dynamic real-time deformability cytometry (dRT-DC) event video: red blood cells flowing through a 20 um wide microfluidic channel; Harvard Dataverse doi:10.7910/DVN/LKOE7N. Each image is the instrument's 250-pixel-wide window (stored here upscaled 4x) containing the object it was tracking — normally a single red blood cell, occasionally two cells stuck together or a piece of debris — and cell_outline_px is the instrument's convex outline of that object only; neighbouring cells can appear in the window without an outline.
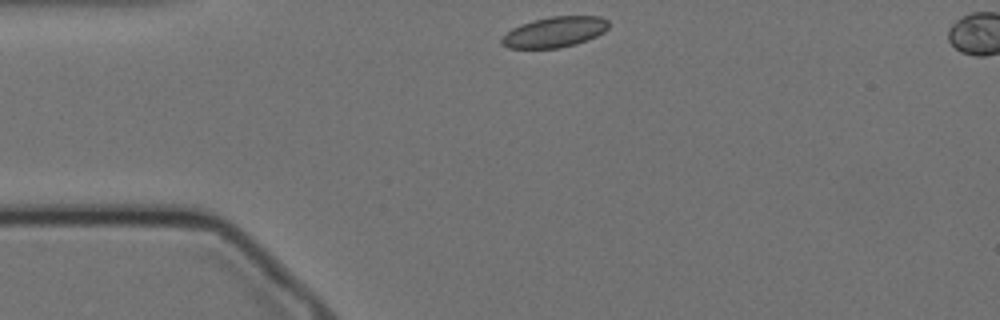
{"species": "Egyptian fruit bat (a non-hibernating species)", "species_latin": "Rousettus aegyptiacus", "temperature_condition": "cold", "stored_images_in_passage": 45, "camera_frame_rate_fps": 3000, "um_per_image_px": 0.085, "animal": {"sex": "female"}, "frame": {"image": 1, "passage_image": 1, "time_ms": 0.0, "image_size_px": [1000, 320], "cell_outline_px": [[608, 28], [604, 32], [588, 40], [576, 44], [560, 48], [508, 48], [500, 44], [500, 40], [512, 28], [520, 24], [532, 20], [552, 16], [600, 16], [608, 20]], "centroid_in_image_um": [47.14, 2.72], "position_along_channel_um": 37.9, "area_um2": 19.13}}
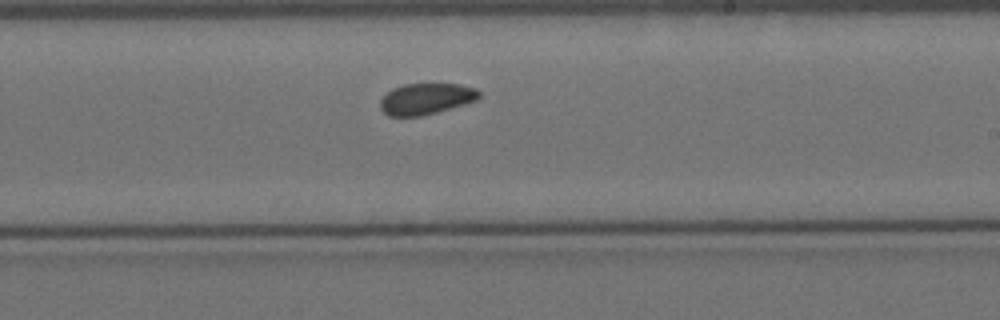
{"frame": {"image": 2, "passage_image": 22, "time_ms": 7.0, "image_size_px": [1000, 320], "cell_outline_px": [[480, 96], [476, 100], [464, 104], [436, 112], [420, 116], [388, 116], [380, 108], [380, 100], [392, 88], [404, 84], [460, 84], [476, 88], [480, 92]], "centroid_in_image_um": [36.21, 8.39], "position_along_channel_um": 252.8, "area_um2": 17.86}}
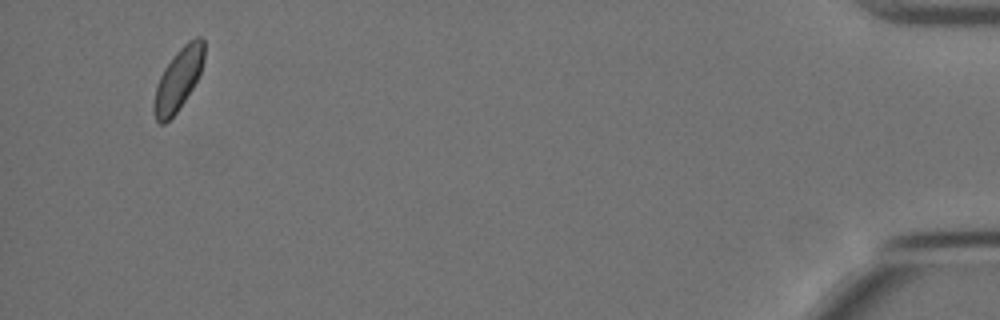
{"frame": {"image": 3, "passage_image": 44, "time_ms": 14.333, "image_size_px": [1000, 320], "cell_outline_px": [[204, 60], [200, 72], [192, 88], [176, 112], [164, 124], [160, 124], [156, 120], [152, 112], [152, 104], [156, 88], [160, 76], [164, 68], [176, 52], [188, 40], [196, 36], [200, 36], [204, 40]], "centroid_in_image_um": [15.13, 6.74], "position_along_channel_um": 420.1, "area_um2": 18.03}}